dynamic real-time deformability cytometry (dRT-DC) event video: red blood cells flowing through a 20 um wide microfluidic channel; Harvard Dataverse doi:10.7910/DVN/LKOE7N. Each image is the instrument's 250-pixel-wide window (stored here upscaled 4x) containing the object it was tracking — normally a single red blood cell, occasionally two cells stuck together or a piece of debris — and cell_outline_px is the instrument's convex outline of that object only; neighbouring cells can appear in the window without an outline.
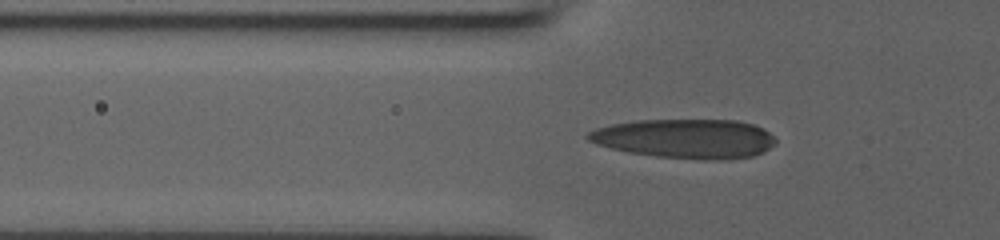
{"species": "human", "species_latin": "Homo sapiens", "temperature_condition": "room temperature", "stored_images_in_passage": 34, "camera_frame_rate_fps": 3000, "um_per_image_px": 0.085, "donor": {"sex": "male"}, "frame": {"image": 1, "passage_image": 2, "time_ms": 0.333, "image_size_px": [1000, 240], "cell_outline_px": [[776, 144], [764, 152], [752, 156], [728, 160], [704, 160], [656, 156], [628, 152], [596, 144], [588, 140], [584, 136], [588, 132], [596, 128], [612, 124], [636, 120], [736, 120], [752, 124], [764, 128], [776, 140]], "centroid_in_image_um": [58.27, 11.79], "position_along_channel_um": 67.5, "area_um2": 43.23}}
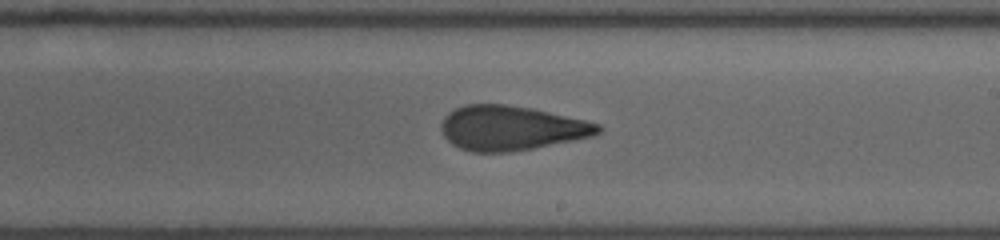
{"frame": {"image": 2, "passage_image": 15, "time_ms": 4.667, "image_size_px": [1000, 240], "cell_outline_px": [[604, 128], [600, 132], [592, 136], [512, 152], [472, 152], [460, 148], [452, 144], [444, 136], [440, 128], [440, 124], [444, 116], [448, 112], [464, 104], [504, 104], [532, 108], [584, 120], [600, 124]], "centroid_in_image_um": [43.41, 10.88], "position_along_channel_um": 245.6, "area_um2": 40.69}}
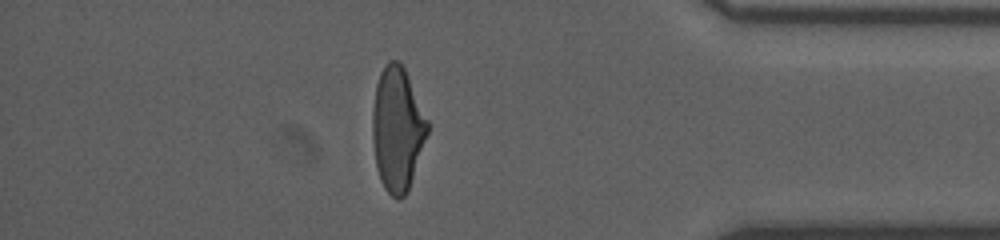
{"frame": {"image": 3, "passage_image": 28, "time_ms": 9.0, "image_size_px": [1000, 240], "cell_outline_px": [[428, 132], [408, 192], [400, 200], [396, 200], [384, 188], [380, 180], [376, 164], [372, 140], [372, 112], [376, 84], [380, 72], [388, 60], [396, 60], [404, 68], [428, 120]], "centroid_in_image_um": [33.76, 10.99], "position_along_channel_um": 401.4, "area_um2": 39.65}}